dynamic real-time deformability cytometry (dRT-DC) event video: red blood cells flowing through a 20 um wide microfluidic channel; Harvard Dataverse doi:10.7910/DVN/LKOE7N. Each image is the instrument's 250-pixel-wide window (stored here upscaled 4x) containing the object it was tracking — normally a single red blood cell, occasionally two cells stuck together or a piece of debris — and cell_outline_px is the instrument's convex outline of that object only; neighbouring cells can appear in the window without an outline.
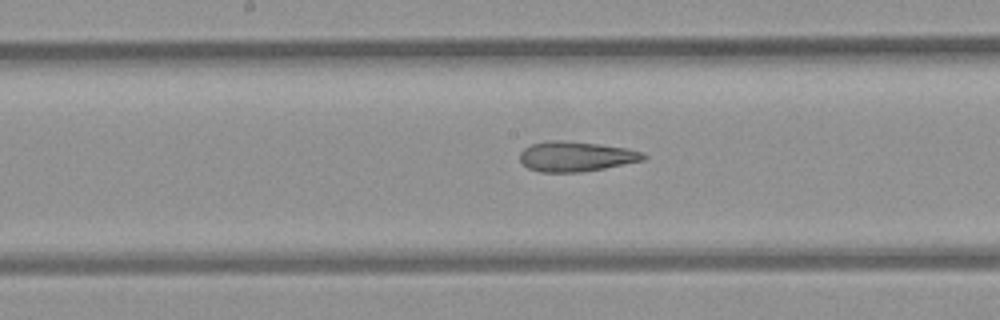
{"species": "common noctule bat (a hibernating species)", "species_latin": "Nyctalus noctula", "temperature_condition": "room temperature", "stored_images_in_passage": 32, "camera_frame_rate_fps": 3000, "um_per_image_px": 0.085, "animal": {"sex": "female", "body_mass_g": 21.9}, "frame": {"image": 1, "passage_image": 18, "time_ms": 5.667, "image_size_px": [1000, 320], "cell_outline_px": [[648, 156], [644, 160], [604, 168], [580, 172], [540, 172], [528, 168], [520, 160], [520, 152], [524, 148], [532, 144], [548, 140], [556, 140], [600, 144], [628, 148], [644, 152]], "centroid_in_image_um": [48.98, 13.29], "position_along_channel_um": 199.2, "area_um2": 21.62}}
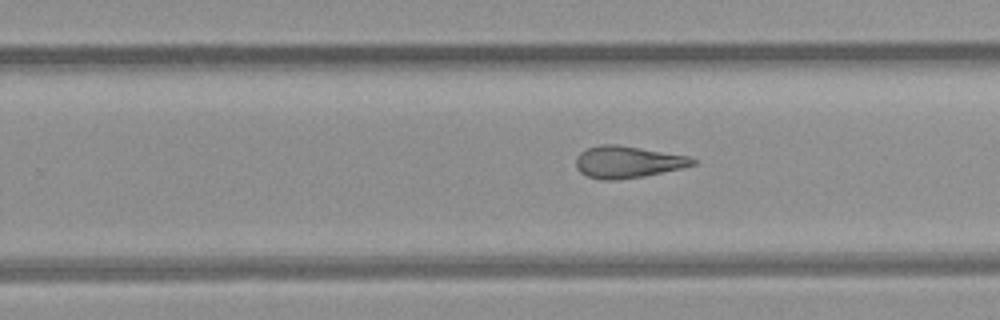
{"frame": {"image": 2, "passage_image": 24, "time_ms": 7.667, "image_size_px": [1000, 320], "cell_outline_px": [[696, 164], [680, 168], [644, 176], [616, 180], [600, 180], [588, 176], [580, 172], [576, 168], [576, 156], [580, 152], [588, 148], [600, 144], [616, 144], [688, 156], [696, 160]], "centroid_in_image_um": [53.3, 13.77], "position_along_channel_um": 276.5, "area_um2": 21.56}}
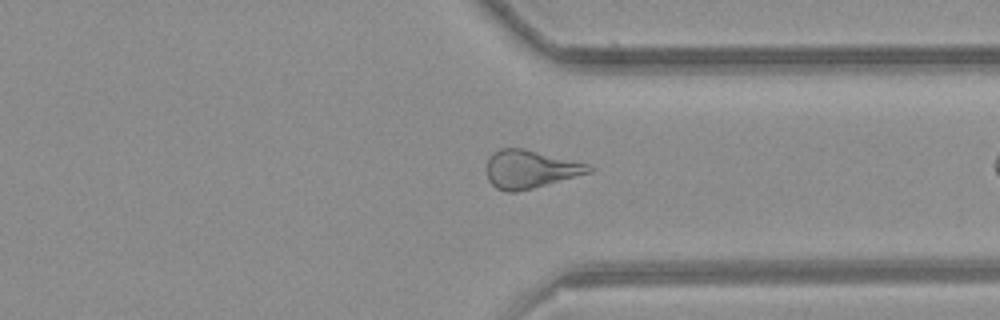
{"frame": {"image": 3, "passage_image": 31, "time_ms": 10.0, "image_size_px": [1000, 320], "cell_outline_px": [[592, 172], [532, 188], [516, 192], [508, 192], [496, 188], [488, 180], [488, 156], [500, 148], [524, 148], [588, 164], [592, 168]], "centroid_in_image_um": [45.05, 14.37], "position_along_channel_um": 366.4, "area_um2": 22.43}}